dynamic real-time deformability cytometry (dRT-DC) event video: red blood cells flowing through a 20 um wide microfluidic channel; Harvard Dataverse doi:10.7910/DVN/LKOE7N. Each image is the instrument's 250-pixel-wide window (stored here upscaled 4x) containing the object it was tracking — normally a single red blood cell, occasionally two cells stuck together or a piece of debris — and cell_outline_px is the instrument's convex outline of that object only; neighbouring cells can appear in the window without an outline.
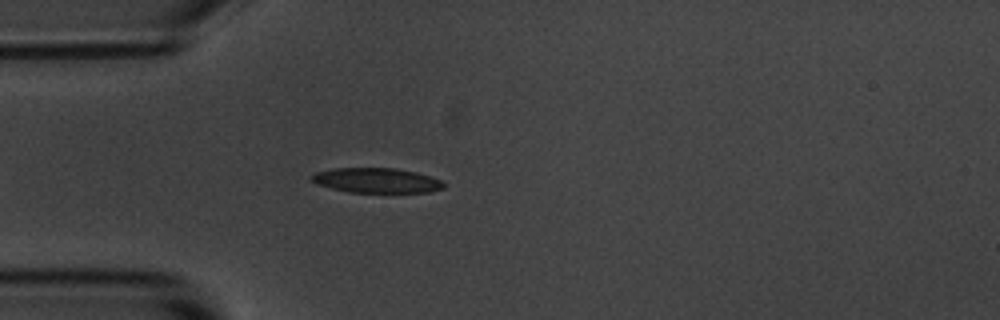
{"species": "common noctule bat (a hibernating species)", "species_latin": "Nyctalus noctula", "temperature_condition": "room temperature", "stored_images_in_passage": 39, "camera_frame_rate_fps": 3000, "um_per_image_px": 0.085, "animal": {"sex": "male", "body_mass_g": 20.1, "forearm_length_mm": 53.5}, "frame": {"image": 1, "passage_image": 2, "time_ms": 0.333, "image_size_px": [1000, 320], "cell_outline_px": [[444, 188], [432, 192], [348, 192], [332, 188], [320, 184], [312, 180], [308, 176], [316, 172], [332, 168], [396, 168], [416, 172], [440, 180], [444, 184]], "centroid_in_image_um": [32.0, 15.33], "position_along_channel_um": 53.0, "area_um2": 19.02}}
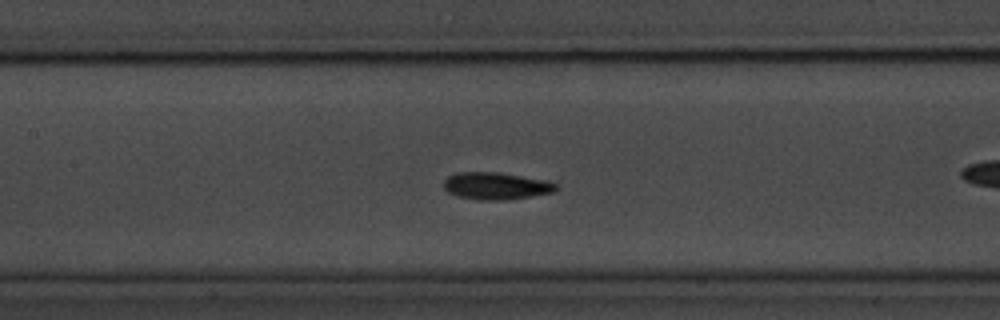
{"frame": {"image": 2, "passage_image": 8, "time_ms": 2.333, "image_size_px": [1000, 320], "cell_outline_px": [[556, 188], [552, 192], [528, 196], [500, 200], [476, 200], [456, 196], [448, 192], [444, 188], [444, 180], [448, 176], [460, 172], [496, 172], [548, 180], [556, 184]], "centroid_in_image_um": [42.11, 15.8], "position_along_channel_um": 165.3, "area_um2": 17.57}}
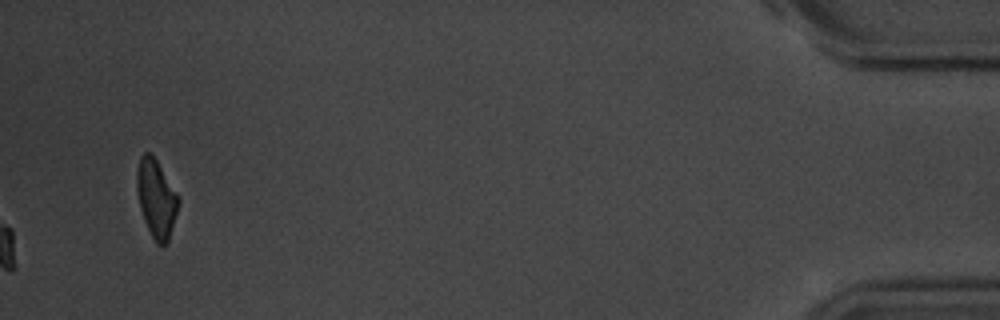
{"frame": {"image": 3, "passage_image": 39, "time_ms": 12.667, "image_size_px": [1000, 320], "cell_outline_px": [[180, 200], [168, 240], [164, 244], [156, 244], [144, 220], [140, 208], [136, 188], [136, 172], [140, 156], [144, 152], [148, 152], [156, 160], [176, 192]], "centroid_in_image_um": [13.26, 16.85], "position_along_channel_um": 421.9, "area_um2": 18.5}, "authors_computed_cell_mechanics": {"area_um2": 16.9932, "velocity_mm_per_s": 3.658, "shape_relaxation_time_tau1_ms": 1.5676, "shape_relaxation_time_tau2_ms": 1.2604, "deformation_change_tau1": 0.0815, "deformation_change_tau2": 0.0485}}